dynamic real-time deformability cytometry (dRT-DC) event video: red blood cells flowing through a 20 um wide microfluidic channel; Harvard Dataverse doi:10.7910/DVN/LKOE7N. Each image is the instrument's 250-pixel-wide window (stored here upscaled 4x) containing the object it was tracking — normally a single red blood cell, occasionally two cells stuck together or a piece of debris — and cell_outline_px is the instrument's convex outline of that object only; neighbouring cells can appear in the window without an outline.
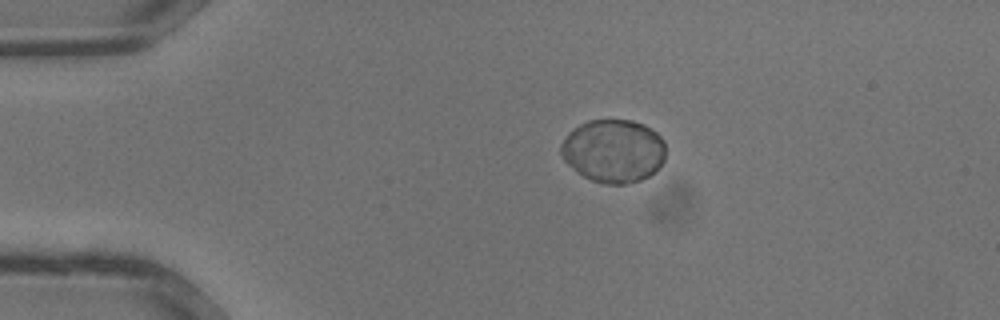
{"species": "common noctule bat (a hibernating species)", "species_latin": "Nyctalus noctula", "temperature_condition": "warm", "stored_images_in_passage": 28, "camera_frame_rate_fps": 3000, "um_per_image_px": 0.085, "animal": {"sex": "male", "body_mass_g": 13.3}, "frame": {"image": 1, "passage_image": 1, "time_ms": 0.0, "image_size_px": [1000, 320], "cell_outline_px": [[664, 160], [648, 176], [640, 180], [624, 184], [608, 184], [592, 180], [584, 176], [568, 164], [564, 160], [560, 152], [560, 144], [568, 132], [572, 128], [588, 120], [632, 120], [644, 124], [656, 132], [664, 140]], "centroid_in_image_um": [52.12, 12.8], "position_along_channel_um": 32.9, "area_um2": 38.44}}
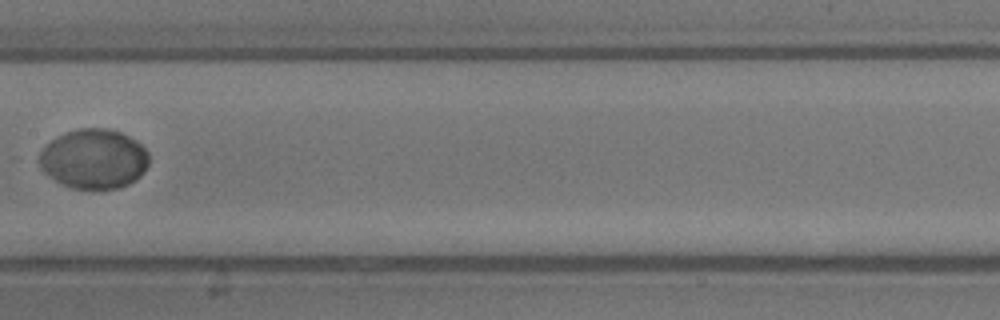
{"frame": {"image": 2, "passage_image": 12, "time_ms": 3.667, "image_size_px": [1000, 320], "cell_outline_px": [[148, 164], [144, 172], [136, 180], [128, 184], [116, 188], [72, 188], [56, 180], [44, 172], [40, 168], [40, 152], [52, 140], [68, 132], [80, 128], [104, 128], [120, 132], [136, 140], [148, 152]], "centroid_in_image_um": [8.01, 13.5], "position_along_channel_um": 199.4, "area_um2": 37.63}}
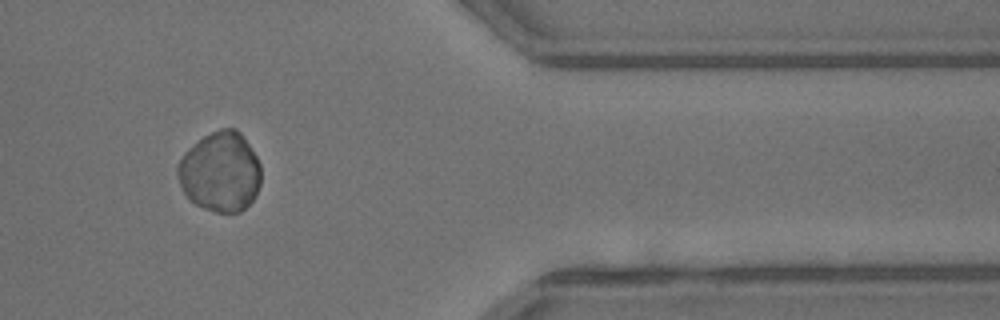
{"frame": {"image": 3, "passage_image": 23, "time_ms": 7.333, "image_size_px": [1000, 320], "cell_outline_px": [[260, 184], [252, 200], [240, 212], [216, 212], [204, 208], [196, 204], [184, 192], [180, 184], [176, 172], [176, 164], [184, 152], [188, 148], [204, 136], [220, 128], [236, 128], [240, 132], [256, 156], [260, 164]], "centroid_in_image_um": [18.7, 14.59], "position_along_channel_um": 392.7, "area_um2": 38.61}}